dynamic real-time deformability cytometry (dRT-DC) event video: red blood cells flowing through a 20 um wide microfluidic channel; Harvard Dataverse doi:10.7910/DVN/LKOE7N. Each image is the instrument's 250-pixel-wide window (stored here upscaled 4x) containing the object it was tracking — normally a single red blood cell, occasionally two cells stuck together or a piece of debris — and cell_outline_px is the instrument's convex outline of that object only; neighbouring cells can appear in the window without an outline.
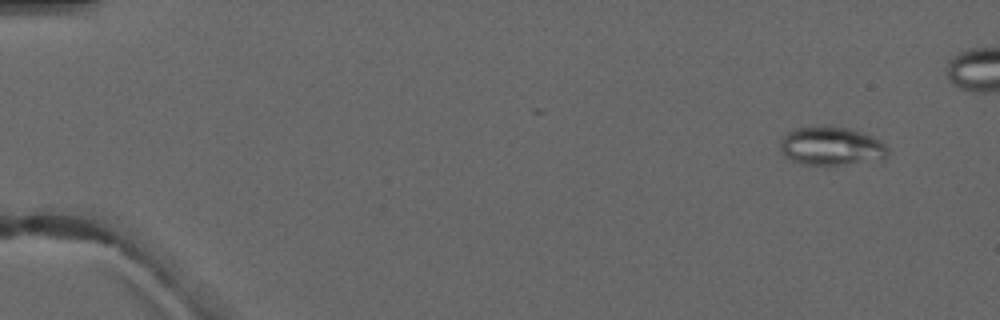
{"species": "common noctule bat (a hibernating species)", "species_latin": "Nyctalus noctula", "temperature_condition": "warm", "stored_images_in_passage": 6, "camera_frame_rate_fps": 3000, "um_per_image_px": 0.085, "animal": {"sex": "male", "forearm_length_mm": 52.5}, "frame": {"image": 1, "passage_image": 2, "time_ms": 1.0, "image_size_px": [1000, 320], "cell_outline_px": [[888, 152], [884, 160], [840, 164], [800, 164], [784, 156], [780, 152], [780, 140], [788, 132], [796, 128], [848, 128], [860, 132], [880, 140], [888, 148]], "centroid_in_image_um": [70.66, 12.45], "position_along_channel_um": 14.3, "area_um2": 23.64}}